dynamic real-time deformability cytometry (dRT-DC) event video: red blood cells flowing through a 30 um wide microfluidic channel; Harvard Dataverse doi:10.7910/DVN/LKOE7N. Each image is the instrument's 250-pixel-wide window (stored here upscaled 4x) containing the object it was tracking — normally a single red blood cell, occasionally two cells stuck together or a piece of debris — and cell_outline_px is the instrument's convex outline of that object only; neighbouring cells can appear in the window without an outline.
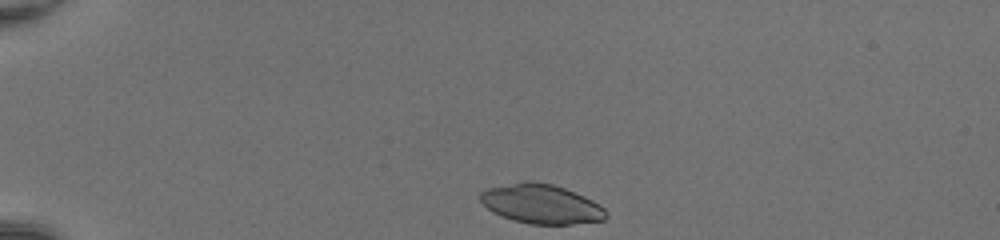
{"species": "common noctule bat (a hibernating species)", "species_latin": "Nyctalus noctula", "temperature_condition": "room temperature", "stored_images_in_passage": 20, "camera_frame_rate_fps": 3000, "um_per_image_px": 0.085, "animal": {"sex": "female", "body_mass_g": 20.0, "forearm_length_mm": 54.0}, "frame": {"image": 1, "passage_image": 1, "time_ms": 0.0, "image_size_px": [1000, 240], "cell_outline_px": [[608, 216], [604, 220], [572, 224], [528, 224], [512, 220], [492, 212], [480, 200], [480, 192], [488, 188], [524, 180], [528, 180], [552, 184], [564, 188], [584, 196], [600, 204], [604, 208]], "centroid_in_image_um": [46.01, 17.34], "position_along_channel_um": 39.0, "area_um2": 28.9}}
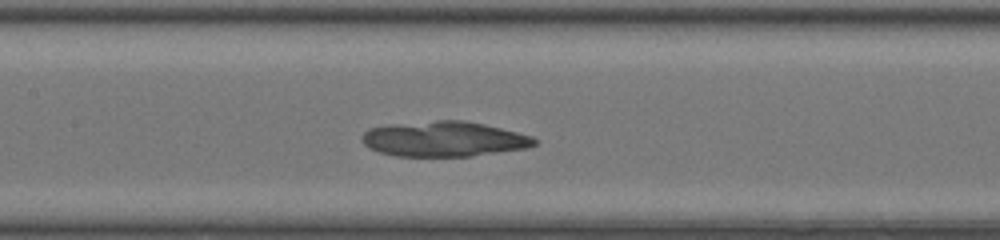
{"frame": {"image": 2, "passage_image": 15, "time_ms": 4.667, "image_size_px": [1000, 240], "cell_outline_px": [[536, 144], [528, 148], [472, 156], [396, 156], [380, 152], [368, 148], [360, 140], [360, 136], [368, 128], [388, 124], [436, 120], [464, 120], [484, 124], [532, 136], [536, 140]], "centroid_in_image_um": [37.69, 11.81], "position_along_channel_um": 169.7, "area_um2": 35.6}}
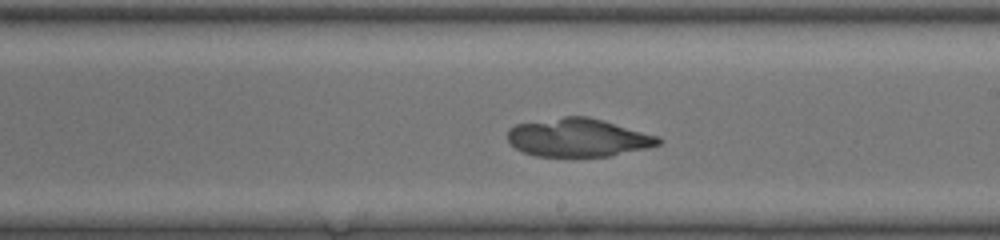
{"frame": {"image": 3, "passage_image": 20, "time_ms": 6.333, "image_size_px": [1000, 240], "cell_outline_px": [[664, 140], [660, 144], [648, 148], [608, 156], [536, 156], [524, 152], [516, 148], [508, 140], [508, 128], [516, 124], [564, 116], [588, 116], [660, 136]], "centroid_in_image_um": [49.17, 11.69], "position_along_channel_um": 239.8, "area_um2": 33.64}}